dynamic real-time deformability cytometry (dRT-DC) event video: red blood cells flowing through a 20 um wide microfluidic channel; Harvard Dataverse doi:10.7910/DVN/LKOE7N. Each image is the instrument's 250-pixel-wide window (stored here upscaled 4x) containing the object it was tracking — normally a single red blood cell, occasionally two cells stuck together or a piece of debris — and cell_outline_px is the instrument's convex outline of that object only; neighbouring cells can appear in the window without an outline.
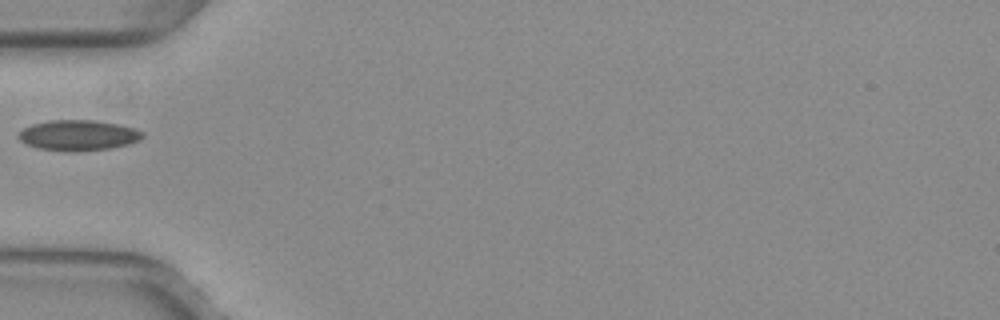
{"species": "common noctule bat (a hibernating species)", "species_latin": "Nyctalus noctula", "temperature_condition": "warm", "stored_images_in_passage": 35, "camera_frame_rate_fps": 3000, "um_per_image_px": 0.085, "animal": {"sex": "female", "body_mass_g": 29.2, "forearm_length_mm": 56.3}, "frame": {"image": 1, "passage_image": 1, "time_ms": 0.0, "image_size_px": [1000, 320], "cell_outline_px": [[144, 136], [140, 140], [128, 144], [108, 148], [68, 152], [40, 148], [28, 144], [20, 140], [16, 136], [24, 128], [32, 124], [48, 120], [96, 120], [120, 124], [136, 128], [144, 132]], "centroid_in_image_um": [6.68, 11.48], "position_along_channel_um": 78.3, "area_um2": 22.08}}
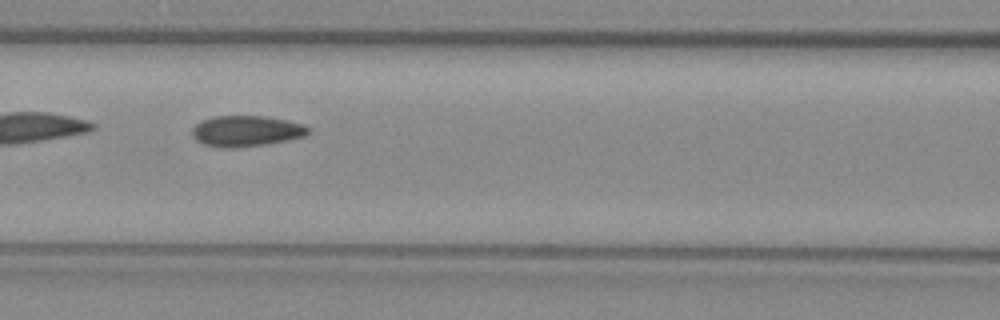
{"frame": {"image": 2, "passage_image": 6, "time_ms": 1.667, "image_size_px": [1000, 320], "cell_outline_px": [[308, 132], [304, 136], [288, 140], [264, 144], [232, 148], [224, 148], [204, 144], [196, 140], [192, 136], [192, 128], [200, 120], [212, 116], [264, 116], [284, 120], [300, 124], [308, 128]], "centroid_in_image_um": [20.85, 11.13], "position_along_channel_um": 145.8, "area_um2": 20.63}}
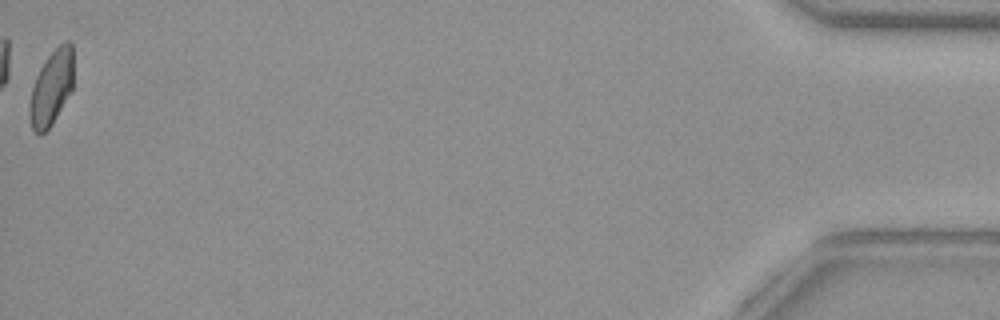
{"frame": {"image": 3, "passage_image": 35, "time_ms": 11.333, "image_size_px": [1000, 320], "cell_outline_px": [[72, 88], [52, 124], [40, 136], [32, 128], [28, 112], [28, 108], [32, 88], [36, 76], [40, 68], [48, 56], [64, 40], [68, 40], [72, 44]], "centroid_in_image_um": [4.35, 7.46], "position_along_channel_um": 430.9, "area_um2": 18.9}}